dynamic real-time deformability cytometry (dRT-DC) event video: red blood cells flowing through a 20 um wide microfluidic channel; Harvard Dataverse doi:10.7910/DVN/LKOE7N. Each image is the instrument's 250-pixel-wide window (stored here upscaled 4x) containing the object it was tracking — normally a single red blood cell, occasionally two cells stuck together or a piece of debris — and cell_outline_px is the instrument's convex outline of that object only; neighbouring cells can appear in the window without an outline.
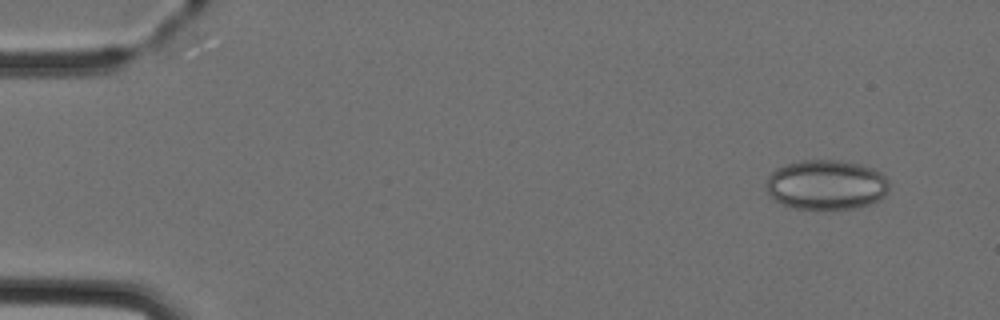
{"species": "Egyptian fruit bat (a non-hibernating species)", "species_latin": "Rousettus aegyptiacus", "temperature_condition": "cold", "stored_images_in_passage": 4, "camera_frame_rate_fps": 3000, "um_per_image_px": 0.085, "animal": {"sex": "female"}, "frame": {"image": 1, "passage_image": 1, "time_ms": 0.0, "image_size_px": [1000, 320], "cell_outline_px": [[888, 188], [884, 196], [880, 200], [856, 208], [832, 212], [824, 212], [792, 208], [776, 200], [768, 192], [768, 176], [776, 168], [788, 164], [804, 160], [836, 160], [860, 164], [876, 168], [888, 180]], "centroid_in_image_um": [70.27, 15.75], "position_along_channel_um": 14.7, "area_um2": 36.36}}